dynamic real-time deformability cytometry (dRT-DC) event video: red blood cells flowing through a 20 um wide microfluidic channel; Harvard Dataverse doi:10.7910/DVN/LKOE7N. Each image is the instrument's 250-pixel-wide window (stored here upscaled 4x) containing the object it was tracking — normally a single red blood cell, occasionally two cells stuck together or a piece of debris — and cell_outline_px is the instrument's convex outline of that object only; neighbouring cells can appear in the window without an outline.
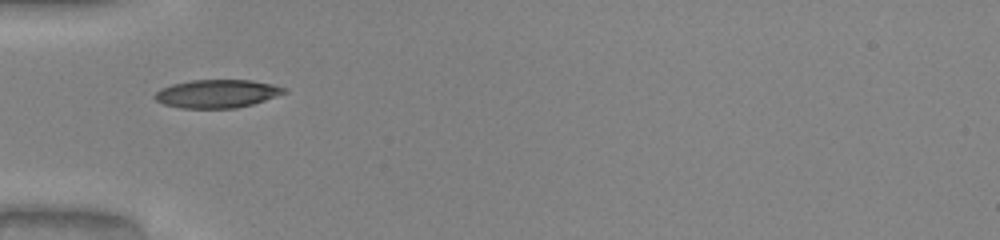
{"species": "common noctule bat (a hibernating species)", "species_latin": "Nyctalus noctula", "temperature_condition": "warm", "stored_images_in_passage": 34, "camera_frame_rate_fps": 3000, "um_per_image_px": 0.085, "animal": {"sex": "male", "body_mass_g": 20.0, "forearm_length_mm": 53.3}, "frame": {"image": 1, "passage_image": 1, "time_ms": 0.0, "image_size_px": [1000, 240], "cell_outline_px": [[288, 92], [252, 104], [236, 108], [180, 108], [164, 104], [156, 100], [152, 96], [160, 88], [172, 84], [192, 80], [252, 80], [272, 84], [288, 88]], "centroid_in_image_um": [18.44, 7.96], "position_along_channel_um": 66.6, "area_um2": 21.33}}
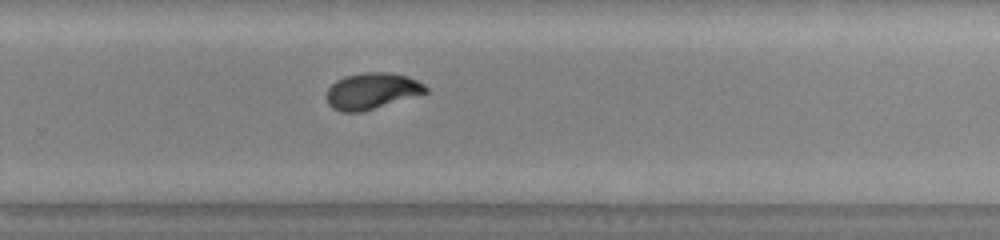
{"frame": {"image": 2, "passage_image": 18, "time_ms": 5.667, "image_size_px": [1000, 240], "cell_outline_px": [[428, 92], [360, 112], [340, 112], [332, 108], [328, 104], [328, 88], [336, 80], [344, 76], [364, 72], [392, 72], [416, 80], [424, 84], [428, 88]], "centroid_in_image_um": [31.59, 7.72], "position_along_channel_um": 298.2, "area_um2": 20.69}}
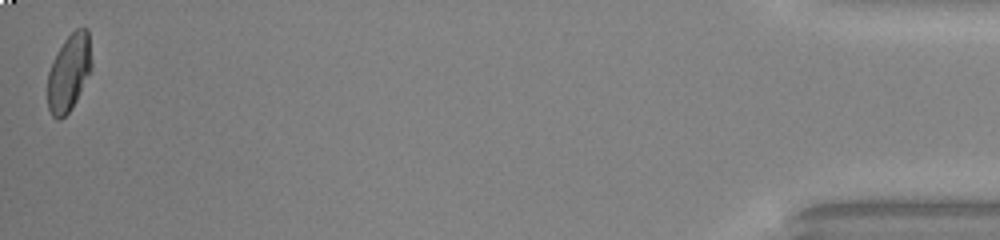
{"frame": {"image": 3, "passage_image": 34, "time_ms": 11.0, "image_size_px": [1000, 240], "cell_outline_px": [[92, 64], [80, 92], [72, 108], [60, 120], [56, 120], [52, 116], [48, 108], [48, 72], [52, 60], [56, 52], [64, 40], [76, 28], [88, 28], [92, 60]], "centroid_in_image_um": [5.85, 6.15], "position_along_channel_um": 429.4, "area_um2": 19.71}, "authors_computed_cell_mechanics": {"area_um2": 20.8947, "velocity_mm_per_s": 4.1227, "shape_relaxation_time_tau1_ms": 4.922, "shape_relaxation_time_tau2_ms": 1.3333, "deformation_change_tau1": 0.2068, "deformation_change_tau2": 0.0318}}